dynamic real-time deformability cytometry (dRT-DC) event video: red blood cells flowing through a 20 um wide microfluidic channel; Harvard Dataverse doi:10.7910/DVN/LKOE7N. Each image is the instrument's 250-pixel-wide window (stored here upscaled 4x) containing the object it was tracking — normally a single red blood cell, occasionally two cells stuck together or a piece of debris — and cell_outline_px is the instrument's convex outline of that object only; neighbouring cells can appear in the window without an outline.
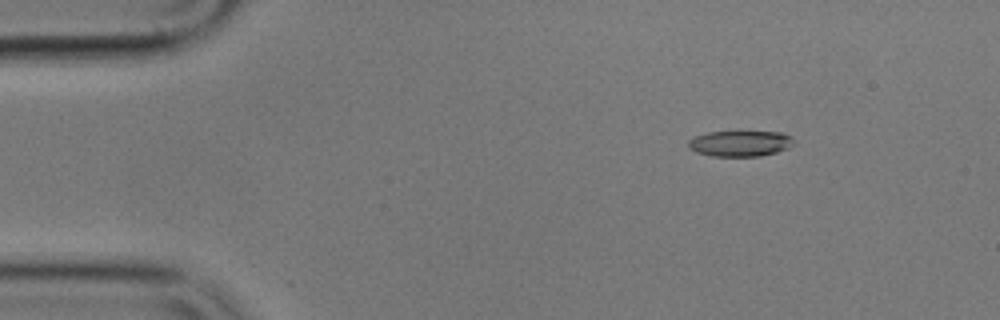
{"species": "common noctule bat (a hibernating species)", "species_latin": "Nyctalus noctula", "temperature_condition": "cold", "stored_images_in_passage": 56, "camera_frame_rate_fps": 3000, "um_per_image_px": 0.085, "animal": {"sex": "male", "body_mass_g": 17.9}, "frame": {"image": 1, "passage_image": 8, "time_ms": 2.333, "image_size_px": [1000, 320], "cell_outline_px": [[792, 144], [788, 148], [776, 152], [760, 156], [712, 156], [696, 152], [688, 148], [688, 140], [696, 136], [708, 132], [736, 128], [784, 132], [792, 136]], "centroid_in_image_um": [62.91, 12.12], "position_along_channel_um": 22.1, "area_um2": 16.88}}
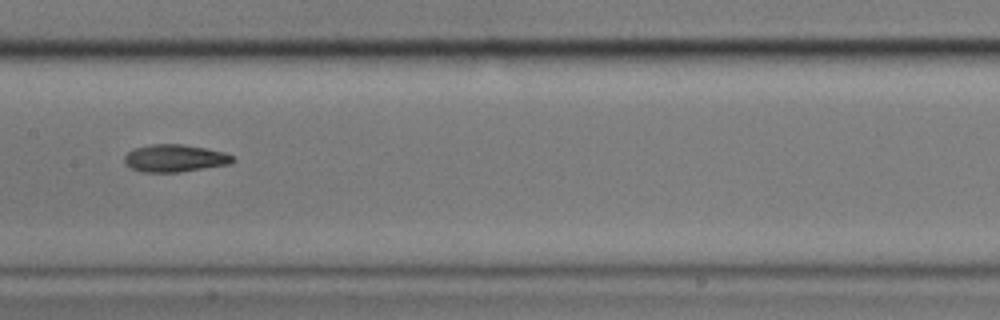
{"frame": {"image": 2, "passage_image": 28, "time_ms": 9.0, "image_size_px": [1000, 320], "cell_outline_px": [[236, 160], [228, 164], [180, 172], [144, 172], [132, 168], [124, 164], [124, 156], [132, 148], [152, 144], [180, 144], [204, 148], [224, 152], [236, 156]], "centroid_in_image_um": [14.85, 13.44], "position_along_channel_um": 192.6, "area_um2": 17.34}}
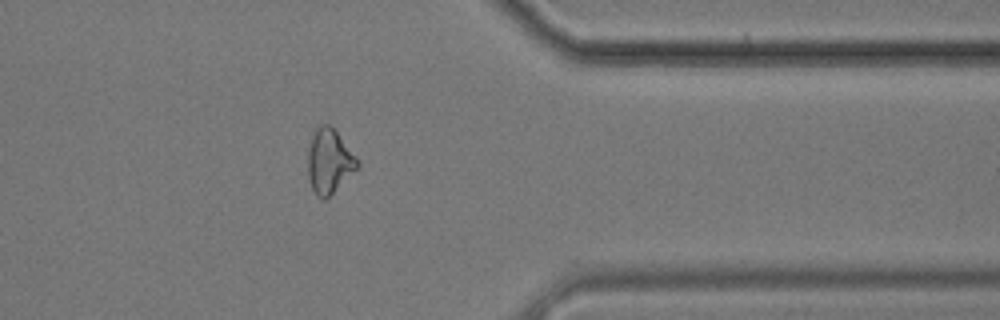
{"frame": {"image": 3, "passage_image": 45, "time_ms": 14.667, "image_size_px": [1000, 320], "cell_outline_px": [[360, 164], [324, 200], [312, 188], [308, 176], [308, 152], [312, 136], [316, 128], [320, 124], [328, 124], [336, 132], [360, 160]], "centroid_in_image_um": [27.98, 13.66], "position_along_channel_um": 383.4, "area_um2": 17.92}, "authors_computed_cell_mechanics": {"area_um2": 17.2533, "velocity_mm_per_s": 3.5993, "shape_relaxation_time_tau1_ms": 6.5117, "shape_relaxation_time_tau2_ms": 5.3998, "deformation_change_tau1": 0.1751, "deformation_change_tau2": 0.1317}}